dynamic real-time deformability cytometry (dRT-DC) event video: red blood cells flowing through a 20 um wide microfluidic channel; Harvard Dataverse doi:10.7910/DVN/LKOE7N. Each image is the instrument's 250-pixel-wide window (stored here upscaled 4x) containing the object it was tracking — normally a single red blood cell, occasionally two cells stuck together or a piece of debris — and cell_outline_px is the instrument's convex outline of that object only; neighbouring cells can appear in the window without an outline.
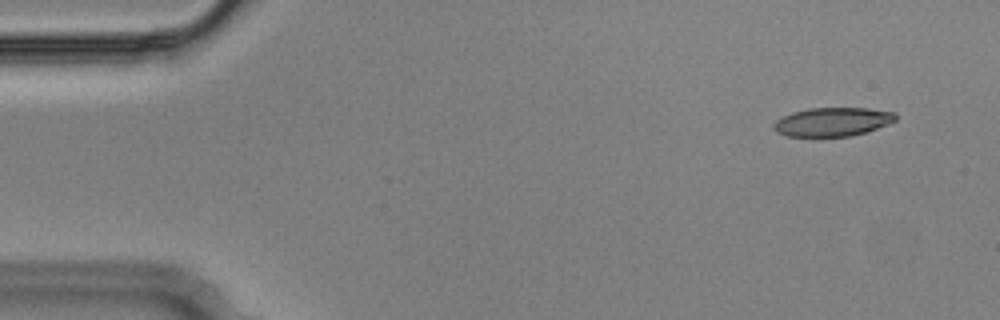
{"species": "Egyptian fruit bat (a non-hibernating species)", "species_latin": "Rousettus aegyptiacus", "temperature_condition": "cold", "stored_images_in_passage": 41, "camera_frame_rate_fps": 3000, "um_per_image_px": 0.085, "animal": {"sex": "male"}, "frame": {"image": 1, "passage_image": 4, "time_ms": 1.0, "image_size_px": [1000, 320], "cell_outline_px": [[896, 120], [888, 124], [852, 136], [788, 136], [776, 132], [772, 128], [772, 124], [776, 120], [792, 112], [808, 108], [868, 108], [896, 112]], "centroid_in_image_um": [70.75, 10.35], "position_along_channel_um": 14.3, "area_um2": 20.4}}
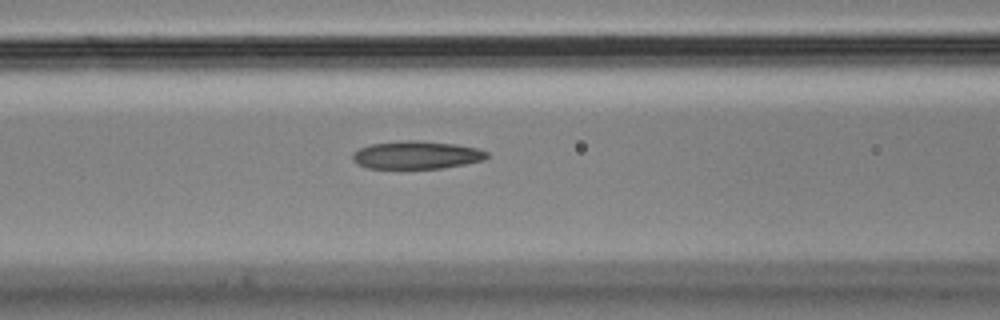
{"frame": {"image": 2, "passage_image": 22, "time_ms": 7.0, "image_size_px": [1000, 320], "cell_outline_px": [[488, 156], [484, 160], [464, 164], [440, 168], [368, 168], [356, 164], [352, 160], [352, 152], [360, 148], [372, 144], [404, 140], [416, 140], [456, 144], [476, 148], [488, 152]], "centroid_in_image_um": [35.38, 13.17], "position_along_channel_um": 131.2, "area_um2": 21.79}}
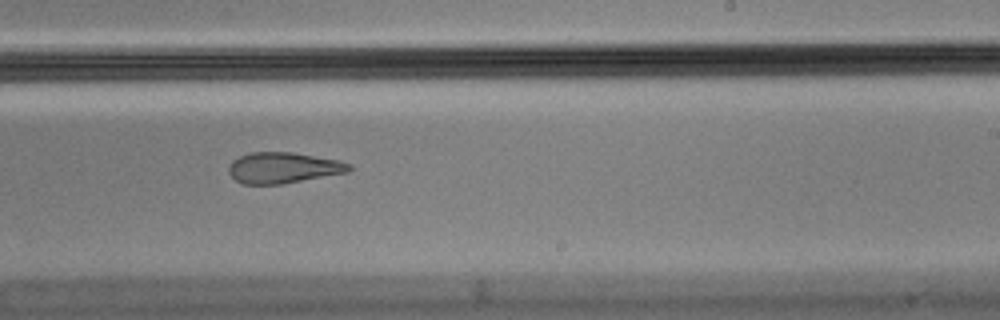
{"frame": {"image": 3, "passage_image": 33, "time_ms": 10.667, "image_size_px": [1000, 320], "cell_outline_px": [[352, 168], [348, 172], [280, 184], [244, 184], [236, 180], [228, 172], [228, 168], [232, 160], [240, 156], [252, 152], [292, 152], [340, 160], [352, 164]], "centroid_in_image_um": [24.08, 14.25], "position_along_channel_um": 264.9, "area_um2": 21.62}}